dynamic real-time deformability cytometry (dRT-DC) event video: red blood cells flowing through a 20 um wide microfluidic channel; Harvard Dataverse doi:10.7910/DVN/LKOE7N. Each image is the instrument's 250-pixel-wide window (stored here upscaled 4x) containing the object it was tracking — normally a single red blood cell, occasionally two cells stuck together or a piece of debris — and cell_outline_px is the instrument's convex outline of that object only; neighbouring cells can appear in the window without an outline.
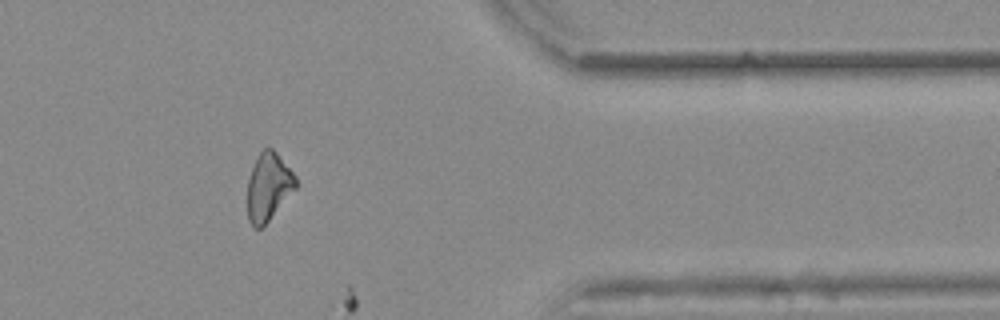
{"species": "common noctule bat (a hibernating species)", "species_latin": "Nyctalus noctula", "temperature_condition": "warm", "stored_images_in_passage": 39, "camera_frame_rate_fps": 3000, "um_per_image_px": 0.085, "animal": {"sex": "female", "body_mass_g": 25.1}, "frame": {"image": 1, "passage_image": 35, "time_ms": 11.333, "image_size_px": [1000, 320], "cell_outline_px": [[300, 184], [268, 220], [260, 228], [252, 228], [248, 220], [248, 180], [252, 168], [260, 152], [264, 148], [272, 148], [276, 152], [296, 176]], "centroid_in_image_um": [22.83, 15.88], "position_along_channel_um": 388.6, "area_um2": 18.9}}